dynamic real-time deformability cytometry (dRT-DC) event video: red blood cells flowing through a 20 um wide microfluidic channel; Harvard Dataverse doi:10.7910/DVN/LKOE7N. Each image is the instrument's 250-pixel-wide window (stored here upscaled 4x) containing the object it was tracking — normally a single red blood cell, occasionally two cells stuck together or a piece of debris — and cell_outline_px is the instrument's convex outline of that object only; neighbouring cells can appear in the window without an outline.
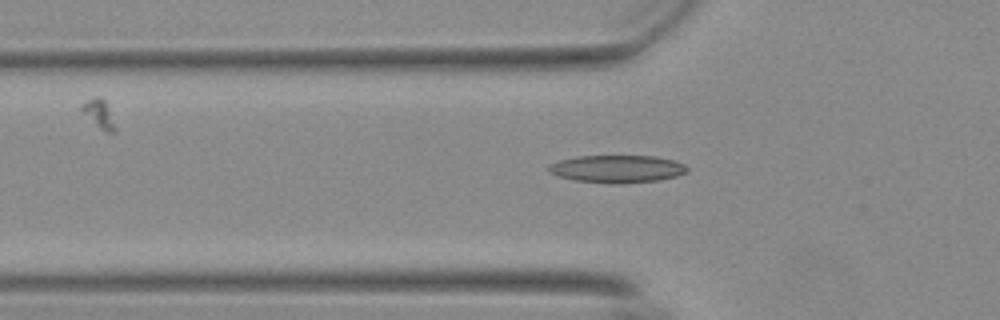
{"species": "Egyptian fruit bat (a non-hibernating species)", "species_latin": "Rousettus aegyptiacus", "temperature_condition": "warm", "stored_images_in_passage": 34, "camera_frame_rate_fps": 3000, "um_per_image_px": 0.085, "animal": {"sex": "female"}, "frame": {"image": 1, "passage_image": 2, "time_ms": 0.333, "image_size_px": [1000, 320], "cell_outline_px": [[688, 172], [676, 176], [660, 180], [620, 184], [612, 184], [576, 180], [556, 176], [548, 172], [548, 164], [560, 160], [576, 156], [656, 156], [672, 160], [684, 164], [688, 168]], "centroid_in_image_um": [52.44, 14.36], "position_along_channel_um": 73.4, "area_um2": 22.43}}
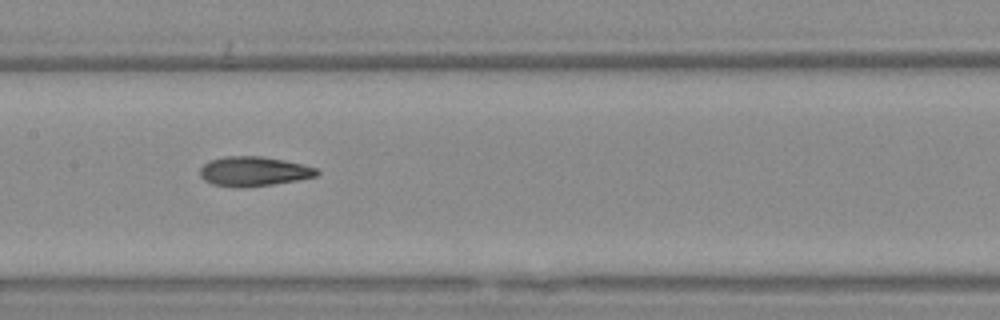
{"frame": {"image": 2, "passage_image": 11, "time_ms": 3.333, "image_size_px": [1000, 320], "cell_outline_px": [[320, 172], [316, 176], [296, 180], [272, 184], [212, 184], [204, 180], [200, 176], [200, 168], [208, 160], [224, 156], [260, 156], [284, 160], [304, 164], [316, 168]], "centroid_in_image_um": [21.58, 14.5], "position_along_channel_um": 185.8, "area_um2": 19.31}}
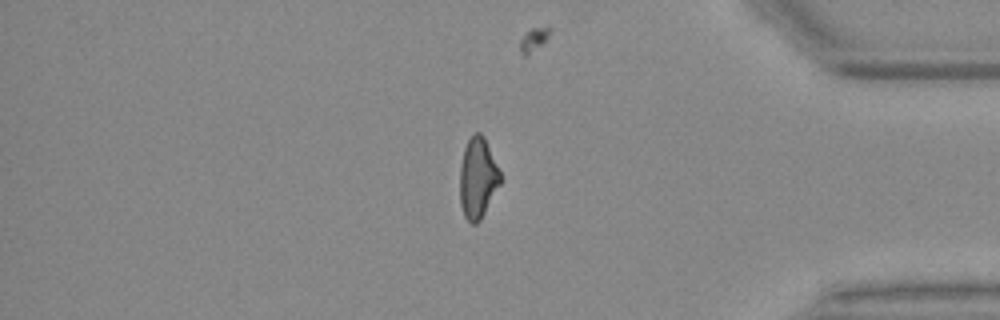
{"frame": {"image": 3, "passage_image": 30, "time_ms": 9.667, "image_size_px": [1000, 320], "cell_outline_px": [[500, 184], [480, 220], [476, 224], [472, 224], [464, 216], [460, 204], [460, 164], [464, 148], [468, 140], [476, 132], [480, 132], [484, 136], [500, 172]], "centroid_in_image_um": [40.59, 15.13], "position_along_channel_um": 394.6, "area_um2": 18.84}}